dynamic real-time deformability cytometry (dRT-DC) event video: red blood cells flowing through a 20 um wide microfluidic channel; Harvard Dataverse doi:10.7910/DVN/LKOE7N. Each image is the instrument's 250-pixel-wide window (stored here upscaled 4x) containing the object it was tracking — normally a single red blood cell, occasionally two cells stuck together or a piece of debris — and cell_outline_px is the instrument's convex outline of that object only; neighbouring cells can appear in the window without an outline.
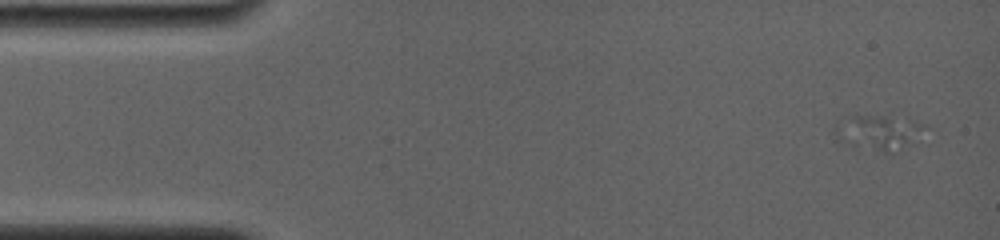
{"species": "common noctule bat (a hibernating species)", "species_latin": "Nyctalus noctula", "temperature_condition": "room temperature", "stored_images_in_passage": 9, "camera_frame_rate_fps": 4000, "um_per_image_px": 0.085, "animal": {"sex": "female", "body_mass_g": 19.0, "forearm_length_mm": 56.7}, "frame": {"image": 1, "passage_image": 2, "time_ms": 0.75, "image_size_px": [1000, 240], "cell_outline_px": [[928, 124], [896, 152], [884, 152], [852, 148], [852, 116], [884, 116]], "centroid_in_image_um": [75.04, 11.3], "position_along_channel_um": 10.0, "area_um2": 14.8}}
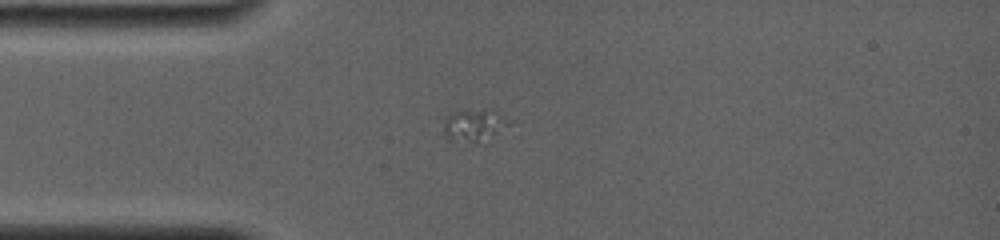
{"frame": {"image": 2, "passage_image": 7, "time_ms": 4.5, "image_size_px": [1000, 240], "cell_outline_px": [[512, 124], [476, 144], [448, 140], [440, 132], [444, 116], [460, 108], [492, 108], [508, 120]], "centroid_in_image_um": [40.18, 10.6], "position_along_channel_um": 44.8, "area_um2": 13.24}}